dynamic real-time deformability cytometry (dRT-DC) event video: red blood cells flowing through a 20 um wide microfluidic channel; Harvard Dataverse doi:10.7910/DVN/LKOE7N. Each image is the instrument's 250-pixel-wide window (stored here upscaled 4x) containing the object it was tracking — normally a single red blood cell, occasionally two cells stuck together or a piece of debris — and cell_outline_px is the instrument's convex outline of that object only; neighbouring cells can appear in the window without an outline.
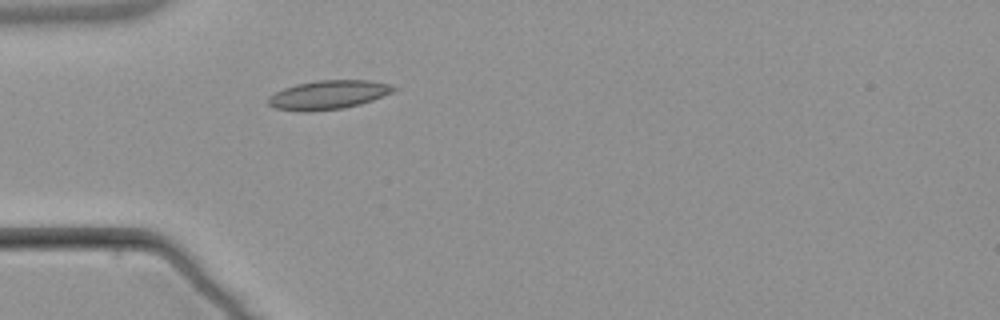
{"species": "common noctule bat (a hibernating species)", "species_latin": "Nyctalus noctula", "temperature_condition": "warm", "stored_images_in_passage": 4, "camera_frame_rate_fps": 3000, "um_per_image_px": 0.085, "animal": {"sex": "male", "body_mass_g": 21.5, "forearm_length_mm": 52.0}, "frame": {"image": 1, "passage_image": 4, "time_ms": 3.667, "image_size_px": [1000, 320], "cell_outline_px": [[396, 88], [392, 92], [372, 100], [360, 104], [344, 108], [312, 112], [300, 112], [276, 108], [268, 104], [268, 96], [284, 88], [296, 84], [316, 80], [368, 80], [392, 84]], "centroid_in_image_um": [27.89, 8.06], "position_along_channel_um": 57.1, "area_um2": 21.21}}